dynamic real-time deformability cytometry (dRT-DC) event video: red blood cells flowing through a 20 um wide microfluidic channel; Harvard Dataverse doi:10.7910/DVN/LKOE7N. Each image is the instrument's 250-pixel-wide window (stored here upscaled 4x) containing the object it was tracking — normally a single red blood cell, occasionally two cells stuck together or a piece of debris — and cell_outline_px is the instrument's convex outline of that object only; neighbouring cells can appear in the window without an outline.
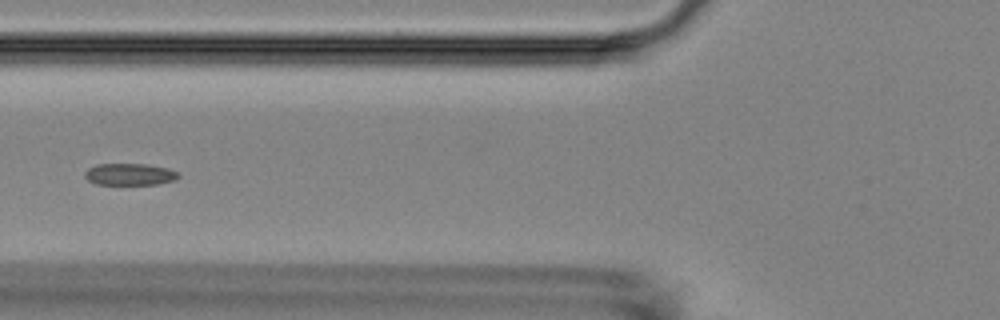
{"species": "Egyptian fruit bat (a non-hibernating species)", "species_latin": "Rousettus aegyptiacus", "temperature_condition": "room temperature", "stored_images_in_passage": 7, "segment_of_instrument_passage": [2, 2], "camera_frame_rate_fps": 3000, "um_per_image_px": 0.085, "animal": {"sex": "female"}, "frame": {"image": 1, "passage_image": 6, "time_ms": 6.667, "image_size_px": [1000, 320], "cell_outline_px": [[180, 176], [176, 180], [156, 184], [96, 184], [88, 180], [84, 176], [84, 172], [88, 168], [96, 164], [144, 164], [168, 168], [176, 172]], "centroid_in_image_um": [11.0, 14.81], "position_along_channel_um": 114.8, "area_um2": 11.85}}
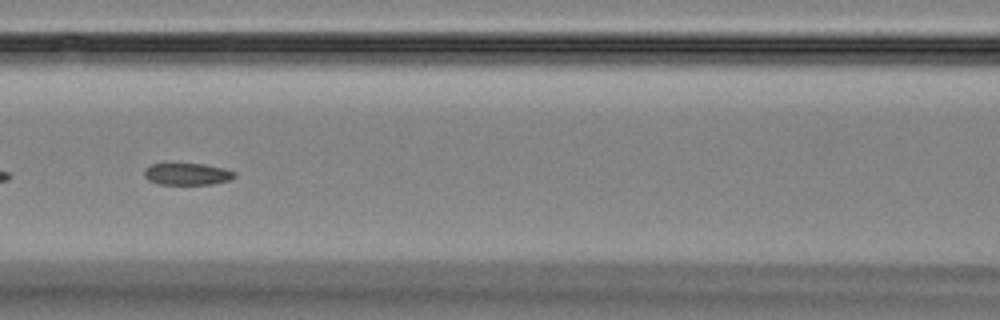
{"frame": {"image": 2, "passage_image": 7, "time_ms": 7.667, "image_size_px": [1000, 320], "cell_outline_px": [[236, 176], [232, 180], [212, 184], [160, 184], [148, 180], [144, 176], [144, 168], [152, 164], [204, 164], [224, 168], [236, 172]], "centroid_in_image_um": [15.95, 14.8], "position_along_channel_um": 150.7, "area_um2": 11.56}}